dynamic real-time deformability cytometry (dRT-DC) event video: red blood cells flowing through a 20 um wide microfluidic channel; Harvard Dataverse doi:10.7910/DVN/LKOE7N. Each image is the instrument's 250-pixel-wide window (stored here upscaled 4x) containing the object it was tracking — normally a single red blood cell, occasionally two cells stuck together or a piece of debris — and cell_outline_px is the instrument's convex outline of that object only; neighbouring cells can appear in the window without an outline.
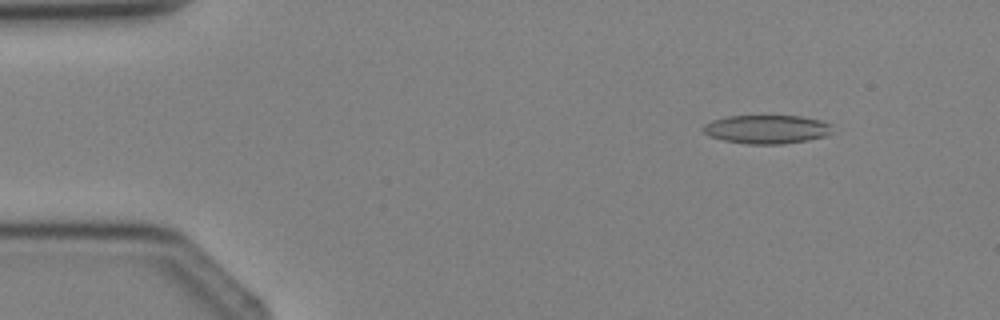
{"species": "Egyptian fruit bat (a non-hibernating species)", "species_latin": "Rousettus aegyptiacus", "temperature_condition": "cold", "stored_images_in_passage": 4, "camera_frame_rate_fps": 3000, "um_per_image_px": 0.085, "animal": {"sex": "female"}, "frame": {"image": 1, "passage_image": 2, "time_ms": 1.0, "image_size_px": [1000, 320], "cell_outline_px": [[832, 132], [824, 136], [808, 140], [784, 144], [748, 144], [724, 140], [708, 136], [700, 128], [704, 124], [712, 120], [728, 116], [800, 116], [820, 120], [832, 124]], "centroid_in_image_um": [65.16, 10.99], "position_along_channel_um": 19.8, "area_um2": 21.68}}
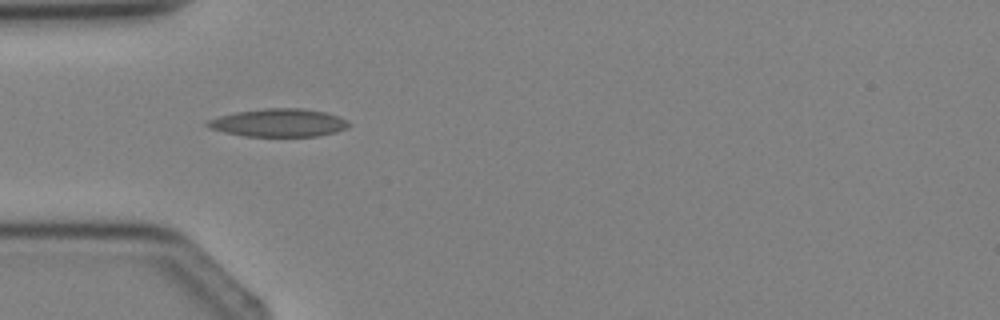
{"frame": {"image": 2, "passage_image": 4, "time_ms": 3.333, "image_size_px": [1000, 320], "cell_outline_px": [[352, 124], [348, 128], [336, 132], [316, 136], [244, 136], [224, 132], [212, 128], [204, 124], [208, 120], [220, 116], [236, 112], [264, 108], [300, 108], [324, 112], [340, 116]], "centroid_in_image_um": [23.73, 10.43], "position_along_channel_um": 61.3, "area_um2": 23.0}}